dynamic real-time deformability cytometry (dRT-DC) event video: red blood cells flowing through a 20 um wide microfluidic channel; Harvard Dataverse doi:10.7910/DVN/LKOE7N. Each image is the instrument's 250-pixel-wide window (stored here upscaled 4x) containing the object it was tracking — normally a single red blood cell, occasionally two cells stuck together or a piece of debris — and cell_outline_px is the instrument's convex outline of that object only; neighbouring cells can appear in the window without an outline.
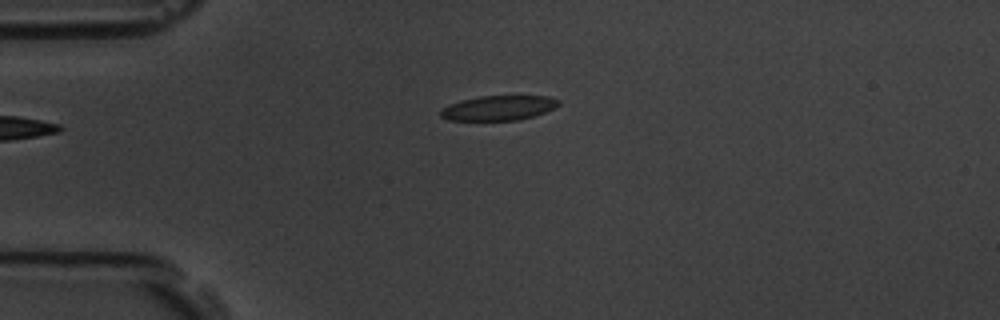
{"species": "common noctule bat (a hibernating species)", "species_latin": "Nyctalus noctula", "temperature_condition": "room temperature", "stored_images_in_passage": 4, "camera_frame_rate_fps": 3000, "um_per_image_px": 0.085, "animal": {"sex": "male", "body_mass_g": 19.5, "forearm_length_mm": 54.6}, "frame": {"image": 1, "passage_image": 4, "time_ms": 1.0, "image_size_px": [1000, 320], "cell_outline_px": [[560, 104], [556, 108], [532, 116], [516, 120], [448, 120], [440, 116], [440, 112], [448, 104], [460, 100], [480, 96], [548, 96], [560, 100]], "centroid_in_image_um": [42.38, 9.17], "position_along_channel_um": 42.6, "area_um2": 16.99}}